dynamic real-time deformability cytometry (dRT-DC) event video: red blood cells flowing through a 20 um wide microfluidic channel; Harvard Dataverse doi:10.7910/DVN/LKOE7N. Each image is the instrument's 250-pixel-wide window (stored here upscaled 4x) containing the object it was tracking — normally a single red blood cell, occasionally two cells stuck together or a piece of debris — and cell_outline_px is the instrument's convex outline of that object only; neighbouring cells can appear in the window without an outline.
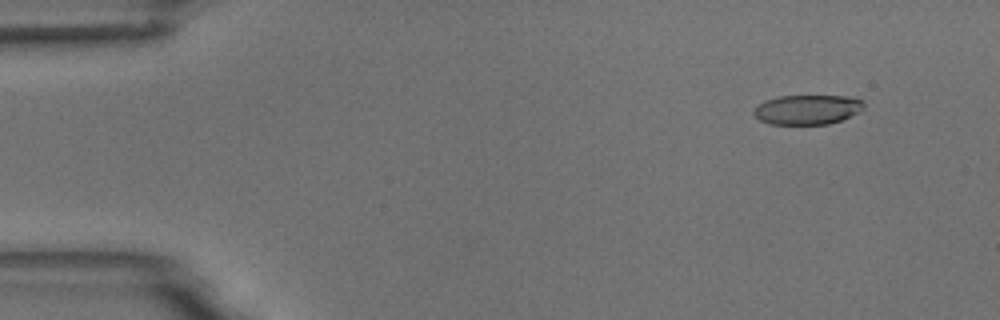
{"species": "common noctule bat (a hibernating species)", "species_latin": "Nyctalus noctula", "temperature_condition": "room temperature", "stored_images_in_passage": 5, "camera_frame_rate_fps": 3000, "um_per_image_px": 0.085, "animal": {"sex": "male", "body_mass_g": 18.8}, "frame": {"image": 1, "passage_image": 2, "time_ms": 1.333, "image_size_px": [1000, 320], "cell_outline_px": [[864, 104], [860, 112], [840, 120], [828, 124], [772, 124], [760, 120], [752, 112], [764, 100], [780, 96], [856, 96], [864, 100]], "centroid_in_image_um": [68.67, 9.3], "position_along_channel_um": 16.3, "area_um2": 19.02}}
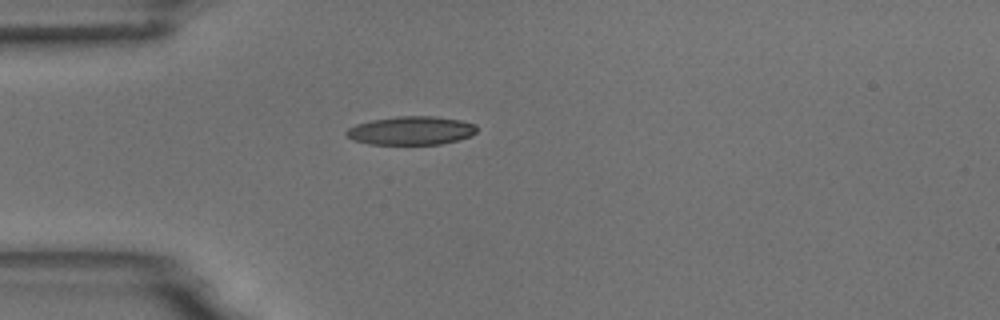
{"frame": {"image": 2, "passage_image": 5, "time_ms": 4.667, "image_size_px": [1000, 320], "cell_outline_px": [[476, 132], [472, 136], [460, 140], [440, 144], [368, 144], [352, 140], [344, 132], [348, 128], [356, 124], [372, 120], [396, 116], [436, 116], [460, 120], [476, 124]], "centroid_in_image_um": [34.96, 11.1], "position_along_channel_um": 50.0, "area_um2": 21.85}}